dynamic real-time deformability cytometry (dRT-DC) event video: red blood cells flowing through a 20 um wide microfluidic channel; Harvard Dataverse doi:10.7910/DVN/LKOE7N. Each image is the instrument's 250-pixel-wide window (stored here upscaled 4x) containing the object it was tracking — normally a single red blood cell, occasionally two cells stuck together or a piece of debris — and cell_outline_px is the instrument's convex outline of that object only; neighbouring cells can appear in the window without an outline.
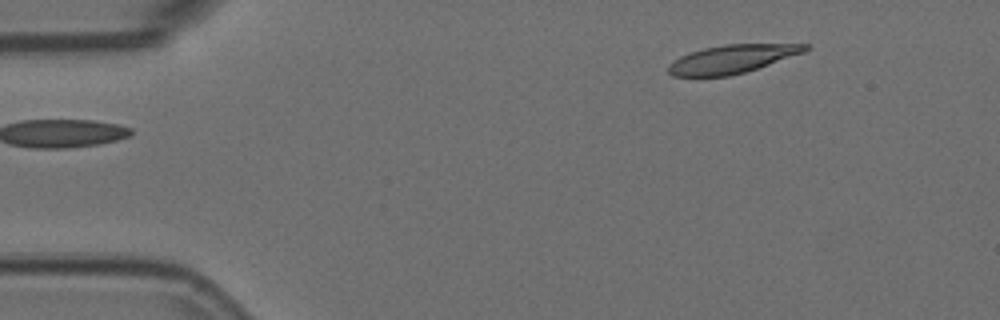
{"species": "Egyptian fruit bat (a non-hibernating species)", "species_latin": "Rousettus aegyptiacus", "temperature_condition": "room temperature", "stored_images_in_passage": 2, "camera_frame_rate_fps": 3000, "um_per_image_px": 0.085, "animal": {"sex": "female"}, "frame": {"image": 1, "passage_image": 2, "time_ms": 0.333, "image_size_px": [1000, 320], "cell_outline_px": [[812, 48], [804, 52], [744, 72], [728, 76], [672, 76], [668, 72], [668, 64], [680, 56], [704, 48], [724, 44], [812, 44]], "centroid_in_image_um": [62.23, 5.01], "position_along_channel_um": 22.8, "area_um2": 22.37}}